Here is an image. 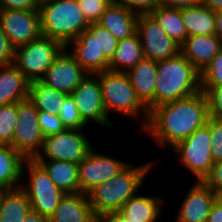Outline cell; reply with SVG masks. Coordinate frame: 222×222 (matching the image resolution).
Returning a JSON list of instances; mask_svg holds the SVG:
<instances>
[{
  "mask_svg": "<svg viewBox=\"0 0 222 222\" xmlns=\"http://www.w3.org/2000/svg\"><path fill=\"white\" fill-rule=\"evenodd\" d=\"M208 117V99L201 90L189 97L151 109L147 124L140 132L147 133L157 146L172 149L204 126Z\"/></svg>",
  "mask_w": 222,
  "mask_h": 222,
  "instance_id": "cell-1",
  "label": "cell"
},
{
  "mask_svg": "<svg viewBox=\"0 0 222 222\" xmlns=\"http://www.w3.org/2000/svg\"><path fill=\"white\" fill-rule=\"evenodd\" d=\"M154 164L149 161L132 166L129 162L117 175L92 189L87 195L94 215L99 218L117 213L128 199L138 194Z\"/></svg>",
  "mask_w": 222,
  "mask_h": 222,
  "instance_id": "cell-2",
  "label": "cell"
},
{
  "mask_svg": "<svg viewBox=\"0 0 222 222\" xmlns=\"http://www.w3.org/2000/svg\"><path fill=\"white\" fill-rule=\"evenodd\" d=\"M201 91L200 72L179 53L157 61L156 107Z\"/></svg>",
  "mask_w": 222,
  "mask_h": 222,
  "instance_id": "cell-3",
  "label": "cell"
},
{
  "mask_svg": "<svg viewBox=\"0 0 222 222\" xmlns=\"http://www.w3.org/2000/svg\"><path fill=\"white\" fill-rule=\"evenodd\" d=\"M41 33L67 46L89 23L77 0H42L38 5Z\"/></svg>",
  "mask_w": 222,
  "mask_h": 222,
  "instance_id": "cell-4",
  "label": "cell"
},
{
  "mask_svg": "<svg viewBox=\"0 0 222 222\" xmlns=\"http://www.w3.org/2000/svg\"><path fill=\"white\" fill-rule=\"evenodd\" d=\"M101 86L104 107L110 119V112L135 120H141V129L149 117L147 107L137 97L126 72L106 70L95 74Z\"/></svg>",
  "mask_w": 222,
  "mask_h": 222,
  "instance_id": "cell-5",
  "label": "cell"
},
{
  "mask_svg": "<svg viewBox=\"0 0 222 222\" xmlns=\"http://www.w3.org/2000/svg\"><path fill=\"white\" fill-rule=\"evenodd\" d=\"M26 172L28 174H25ZM21 188L30 201L32 211L47 218L55 212L65 195L35 159H26L24 162Z\"/></svg>",
  "mask_w": 222,
  "mask_h": 222,
  "instance_id": "cell-6",
  "label": "cell"
},
{
  "mask_svg": "<svg viewBox=\"0 0 222 222\" xmlns=\"http://www.w3.org/2000/svg\"><path fill=\"white\" fill-rule=\"evenodd\" d=\"M65 48L60 41L41 35L14 49L13 64L29 82L40 81Z\"/></svg>",
  "mask_w": 222,
  "mask_h": 222,
  "instance_id": "cell-7",
  "label": "cell"
},
{
  "mask_svg": "<svg viewBox=\"0 0 222 222\" xmlns=\"http://www.w3.org/2000/svg\"><path fill=\"white\" fill-rule=\"evenodd\" d=\"M174 150L179 163L193 173L196 181H203L214 164L211 154V134L205 124L177 143Z\"/></svg>",
  "mask_w": 222,
  "mask_h": 222,
  "instance_id": "cell-8",
  "label": "cell"
},
{
  "mask_svg": "<svg viewBox=\"0 0 222 222\" xmlns=\"http://www.w3.org/2000/svg\"><path fill=\"white\" fill-rule=\"evenodd\" d=\"M84 129H65L44 137L42 149L35 160H59L80 163L93 148Z\"/></svg>",
  "mask_w": 222,
  "mask_h": 222,
  "instance_id": "cell-9",
  "label": "cell"
},
{
  "mask_svg": "<svg viewBox=\"0 0 222 222\" xmlns=\"http://www.w3.org/2000/svg\"><path fill=\"white\" fill-rule=\"evenodd\" d=\"M38 112L29 98L18 102V120L12 147L26 159H34L43 146L44 136L40 129Z\"/></svg>",
  "mask_w": 222,
  "mask_h": 222,
  "instance_id": "cell-10",
  "label": "cell"
},
{
  "mask_svg": "<svg viewBox=\"0 0 222 222\" xmlns=\"http://www.w3.org/2000/svg\"><path fill=\"white\" fill-rule=\"evenodd\" d=\"M136 32L140 38L144 58L168 60L180 53V45L172 40L149 14H138Z\"/></svg>",
  "mask_w": 222,
  "mask_h": 222,
  "instance_id": "cell-11",
  "label": "cell"
},
{
  "mask_svg": "<svg viewBox=\"0 0 222 222\" xmlns=\"http://www.w3.org/2000/svg\"><path fill=\"white\" fill-rule=\"evenodd\" d=\"M75 104L82 120L88 123L93 121L95 125L111 129L112 120L109 119L104 107L101 86L95 74L86 76L72 92Z\"/></svg>",
  "mask_w": 222,
  "mask_h": 222,
  "instance_id": "cell-12",
  "label": "cell"
},
{
  "mask_svg": "<svg viewBox=\"0 0 222 222\" xmlns=\"http://www.w3.org/2000/svg\"><path fill=\"white\" fill-rule=\"evenodd\" d=\"M0 26L14 48L42 35L38 9H0Z\"/></svg>",
  "mask_w": 222,
  "mask_h": 222,
  "instance_id": "cell-13",
  "label": "cell"
},
{
  "mask_svg": "<svg viewBox=\"0 0 222 222\" xmlns=\"http://www.w3.org/2000/svg\"><path fill=\"white\" fill-rule=\"evenodd\" d=\"M128 164L119 158L98 153L92 148L88 155L78 163L81 193L88 194L99 184L117 175Z\"/></svg>",
  "mask_w": 222,
  "mask_h": 222,
  "instance_id": "cell-14",
  "label": "cell"
},
{
  "mask_svg": "<svg viewBox=\"0 0 222 222\" xmlns=\"http://www.w3.org/2000/svg\"><path fill=\"white\" fill-rule=\"evenodd\" d=\"M89 74L65 48L40 80L46 86L71 95Z\"/></svg>",
  "mask_w": 222,
  "mask_h": 222,
  "instance_id": "cell-15",
  "label": "cell"
},
{
  "mask_svg": "<svg viewBox=\"0 0 222 222\" xmlns=\"http://www.w3.org/2000/svg\"><path fill=\"white\" fill-rule=\"evenodd\" d=\"M187 190L176 213L175 222H207L219 196L203 181H196Z\"/></svg>",
  "mask_w": 222,
  "mask_h": 222,
  "instance_id": "cell-16",
  "label": "cell"
},
{
  "mask_svg": "<svg viewBox=\"0 0 222 222\" xmlns=\"http://www.w3.org/2000/svg\"><path fill=\"white\" fill-rule=\"evenodd\" d=\"M222 50V40L215 34L188 36L180 53L201 73Z\"/></svg>",
  "mask_w": 222,
  "mask_h": 222,
  "instance_id": "cell-17",
  "label": "cell"
},
{
  "mask_svg": "<svg viewBox=\"0 0 222 222\" xmlns=\"http://www.w3.org/2000/svg\"><path fill=\"white\" fill-rule=\"evenodd\" d=\"M137 97L148 111L156 107L157 61L143 58L126 72Z\"/></svg>",
  "mask_w": 222,
  "mask_h": 222,
  "instance_id": "cell-18",
  "label": "cell"
},
{
  "mask_svg": "<svg viewBox=\"0 0 222 222\" xmlns=\"http://www.w3.org/2000/svg\"><path fill=\"white\" fill-rule=\"evenodd\" d=\"M66 48L88 74H96L109 70V61L99 52L96 39L88 30H84L72 40Z\"/></svg>",
  "mask_w": 222,
  "mask_h": 222,
  "instance_id": "cell-19",
  "label": "cell"
},
{
  "mask_svg": "<svg viewBox=\"0 0 222 222\" xmlns=\"http://www.w3.org/2000/svg\"><path fill=\"white\" fill-rule=\"evenodd\" d=\"M165 205V199L160 196L152 197L138 193L128 199L118 213L129 222H158Z\"/></svg>",
  "mask_w": 222,
  "mask_h": 222,
  "instance_id": "cell-20",
  "label": "cell"
},
{
  "mask_svg": "<svg viewBox=\"0 0 222 222\" xmlns=\"http://www.w3.org/2000/svg\"><path fill=\"white\" fill-rule=\"evenodd\" d=\"M49 222H97L87 194H65Z\"/></svg>",
  "mask_w": 222,
  "mask_h": 222,
  "instance_id": "cell-21",
  "label": "cell"
},
{
  "mask_svg": "<svg viewBox=\"0 0 222 222\" xmlns=\"http://www.w3.org/2000/svg\"><path fill=\"white\" fill-rule=\"evenodd\" d=\"M137 17L138 13L113 1L97 24L108 30L119 41L136 32Z\"/></svg>",
  "mask_w": 222,
  "mask_h": 222,
  "instance_id": "cell-22",
  "label": "cell"
},
{
  "mask_svg": "<svg viewBox=\"0 0 222 222\" xmlns=\"http://www.w3.org/2000/svg\"><path fill=\"white\" fill-rule=\"evenodd\" d=\"M29 81L14 65L0 67V105L13 104L28 98Z\"/></svg>",
  "mask_w": 222,
  "mask_h": 222,
  "instance_id": "cell-23",
  "label": "cell"
},
{
  "mask_svg": "<svg viewBox=\"0 0 222 222\" xmlns=\"http://www.w3.org/2000/svg\"><path fill=\"white\" fill-rule=\"evenodd\" d=\"M65 194L81 193L78 164L59 160H36Z\"/></svg>",
  "mask_w": 222,
  "mask_h": 222,
  "instance_id": "cell-24",
  "label": "cell"
},
{
  "mask_svg": "<svg viewBox=\"0 0 222 222\" xmlns=\"http://www.w3.org/2000/svg\"><path fill=\"white\" fill-rule=\"evenodd\" d=\"M25 160L12 146L0 144V188L6 190L21 187Z\"/></svg>",
  "mask_w": 222,
  "mask_h": 222,
  "instance_id": "cell-25",
  "label": "cell"
},
{
  "mask_svg": "<svg viewBox=\"0 0 222 222\" xmlns=\"http://www.w3.org/2000/svg\"><path fill=\"white\" fill-rule=\"evenodd\" d=\"M144 58L140 38L133 35L118 41L114 56L109 62V70L127 72Z\"/></svg>",
  "mask_w": 222,
  "mask_h": 222,
  "instance_id": "cell-26",
  "label": "cell"
},
{
  "mask_svg": "<svg viewBox=\"0 0 222 222\" xmlns=\"http://www.w3.org/2000/svg\"><path fill=\"white\" fill-rule=\"evenodd\" d=\"M216 12L203 4L181 8V18L188 36L215 34Z\"/></svg>",
  "mask_w": 222,
  "mask_h": 222,
  "instance_id": "cell-27",
  "label": "cell"
},
{
  "mask_svg": "<svg viewBox=\"0 0 222 222\" xmlns=\"http://www.w3.org/2000/svg\"><path fill=\"white\" fill-rule=\"evenodd\" d=\"M30 201L21 187L6 189L0 195V222H22L31 211Z\"/></svg>",
  "mask_w": 222,
  "mask_h": 222,
  "instance_id": "cell-28",
  "label": "cell"
},
{
  "mask_svg": "<svg viewBox=\"0 0 222 222\" xmlns=\"http://www.w3.org/2000/svg\"><path fill=\"white\" fill-rule=\"evenodd\" d=\"M149 14L178 45H181L188 37L185 24L181 18V8L157 5Z\"/></svg>",
  "mask_w": 222,
  "mask_h": 222,
  "instance_id": "cell-29",
  "label": "cell"
},
{
  "mask_svg": "<svg viewBox=\"0 0 222 222\" xmlns=\"http://www.w3.org/2000/svg\"><path fill=\"white\" fill-rule=\"evenodd\" d=\"M67 96L68 94L50 88L41 81H32L29 83L28 98L38 111L58 114Z\"/></svg>",
  "mask_w": 222,
  "mask_h": 222,
  "instance_id": "cell-30",
  "label": "cell"
},
{
  "mask_svg": "<svg viewBox=\"0 0 222 222\" xmlns=\"http://www.w3.org/2000/svg\"><path fill=\"white\" fill-rule=\"evenodd\" d=\"M18 102L0 105V144L12 146L13 133L17 125Z\"/></svg>",
  "mask_w": 222,
  "mask_h": 222,
  "instance_id": "cell-31",
  "label": "cell"
},
{
  "mask_svg": "<svg viewBox=\"0 0 222 222\" xmlns=\"http://www.w3.org/2000/svg\"><path fill=\"white\" fill-rule=\"evenodd\" d=\"M87 30L95 37L99 52H102L104 57L110 62L117 48L118 40L97 23H91Z\"/></svg>",
  "mask_w": 222,
  "mask_h": 222,
  "instance_id": "cell-32",
  "label": "cell"
},
{
  "mask_svg": "<svg viewBox=\"0 0 222 222\" xmlns=\"http://www.w3.org/2000/svg\"><path fill=\"white\" fill-rule=\"evenodd\" d=\"M60 119L66 129H85L88 126L81 118L74 98L68 95L63 102L61 110L58 112Z\"/></svg>",
  "mask_w": 222,
  "mask_h": 222,
  "instance_id": "cell-33",
  "label": "cell"
},
{
  "mask_svg": "<svg viewBox=\"0 0 222 222\" xmlns=\"http://www.w3.org/2000/svg\"><path fill=\"white\" fill-rule=\"evenodd\" d=\"M201 86L222 85V50L200 73Z\"/></svg>",
  "mask_w": 222,
  "mask_h": 222,
  "instance_id": "cell-34",
  "label": "cell"
},
{
  "mask_svg": "<svg viewBox=\"0 0 222 222\" xmlns=\"http://www.w3.org/2000/svg\"><path fill=\"white\" fill-rule=\"evenodd\" d=\"M89 24L97 23L113 0H77Z\"/></svg>",
  "mask_w": 222,
  "mask_h": 222,
  "instance_id": "cell-35",
  "label": "cell"
},
{
  "mask_svg": "<svg viewBox=\"0 0 222 222\" xmlns=\"http://www.w3.org/2000/svg\"><path fill=\"white\" fill-rule=\"evenodd\" d=\"M206 125L211 134V154L214 162L222 160V120L208 117Z\"/></svg>",
  "mask_w": 222,
  "mask_h": 222,
  "instance_id": "cell-36",
  "label": "cell"
},
{
  "mask_svg": "<svg viewBox=\"0 0 222 222\" xmlns=\"http://www.w3.org/2000/svg\"><path fill=\"white\" fill-rule=\"evenodd\" d=\"M38 121L44 137L57 134L66 129L58 114H51L47 113L46 111H39Z\"/></svg>",
  "mask_w": 222,
  "mask_h": 222,
  "instance_id": "cell-37",
  "label": "cell"
},
{
  "mask_svg": "<svg viewBox=\"0 0 222 222\" xmlns=\"http://www.w3.org/2000/svg\"><path fill=\"white\" fill-rule=\"evenodd\" d=\"M208 99L209 116L222 120V85L201 86Z\"/></svg>",
  "mask_w": 222,
  "mask_h": 222,
  "instance_id": "cell-38",
  "label": "cell"
},
{
  "mask_svg": "<svg viewBox=\"0 0 222 222\" xmlns=\"http://www.w3.org/2000/svg\"><path fill=\"white\" fill-rule=\"evenodd\" d=\"M203 182L219 197H222V160L214 162L210 173L204 178Z\"/></svg>",
  "mask_w": 222,
  "mask_h": 222,
  "instance_id": "cell-39",
  "label": "cell"
},
{
  "mask_svg": "<svg viewBox=\"0 0 222 222\" xmlns=\"http://www.w3.org/2000/svg\"><path fill=\"white\" fill-rule=\"evenodd\" d=\"M114 2L124 5L128 9L138 13H150L157 5L159 0H113Z\"/></svg>",
  "mask_w": 222,
  "mask_h": 222,
  "instance_id": "cell-40",
  "label": "cell"
},
{
  "mask_svg": "<svg viewBox=\"0 0 222 222\" xmlns=\"http://www.w3.org/2000/svg\"><path fill=\"white\" fill-rule=\"evenodd\" d=\"M14 49L0 26V65L13 64Z\"/></svg>",
  "mask_w": 222,
  "mask_h": 222,
  "instance_id": "cell-41",
  "label": "cell"
},
{
  "mask_svg": "<svg viewBox=\"0 0 222 222\" xmlns=\"http://www.w3.org/2000/svg\"><path fill=\"white\" fill-rule=\"evenodd\" d=\"M39 0H0V9H38Z\"/></svg>",
  "mask_w": 222,
  "mask_h": 222,
  "instance_id": "cell-42",
  "label": "cell"
},
{
  "mask_svg": "<svg viewBox=\"0 0 222 222\" xmlns=\"http://www.w3.org/2000/svg\"><path fill=\"white\" fill-rule=\"evenodd\" d=\"M200 4V0H159V5L169 8H184Z\"/></svg>",
  "mask_w": 222,
  "mask_h": 222,
  "instance_id": "cell-43",
  "label": "cell"
},
{
  "mask_svg": "<svg viewBox=\"0 0 222 222\" xmlns=\"http://www.w3.org/2000/svg\"><path fill=\"white\" fill-rule=\"evenodd\" d=\"M207 222H222V197L213 204Z\"/></svg>",
  "mask_w": 222,
  "mask_h": 222,
  "instance_id": "cell-44",
  "label": "cell"
},
{
  "mask_svg": "<svg viewBox=\"0 0 222 222\" xmlns=\"http://www.w3.org/2000/svg\"><path fill=\"white\" fill-rule=\"evenodd\" d=\"M22 222H49V218L40 215L37 212L30 211L23 219Z\"/></svg>",
  "mask_w": 222,
  "mask_h": 222,
  "instance_id": "cell-45",
  "label": "cell"
},
{
  "mask_svg": "<svg viewBox=\"0 0 222 222\" xmlns=\"http://www.w3.org/2000/svg\"><path fill=\"white\" fill-rule=\"evenodd\" d=\"M97 222H129L125 220L118 212L114 214H108L97 218Z\"/></svg>",
  "mask_w": 222,
  "mask_h": 222,
  "instance_id": "cell-46",
  "label": "cell"
},
{
  "mask_svg": "<svg viewBox=\"0 0 222 222\" xmlns=\"http://www.w3.org/2000/svg\"><path fill=\"white\" fill-rule=\"evenodd\" d=\"M200 3L215 12L222 11V0H200Z\"/></svg>",
  "mask_w": 222,
  "mask_h": 222,
  "instance_id": "cell-47",
  "label": "cell"
},
{
  "mask_svg": "<svg viewBox=\"0 0 222 222\" xmlns=\"http://www.w3.org/2000/svg\"><path fill=\"white\" fill-rule=\"evenodd\" d=\"M215 35L222 40V11L215 14Z\"/></svg>",
  "mask_w": 222,
  "mask_h": 222,
  "instance_id": "cell-48",
  "label": "cell"
}]
</instances>
